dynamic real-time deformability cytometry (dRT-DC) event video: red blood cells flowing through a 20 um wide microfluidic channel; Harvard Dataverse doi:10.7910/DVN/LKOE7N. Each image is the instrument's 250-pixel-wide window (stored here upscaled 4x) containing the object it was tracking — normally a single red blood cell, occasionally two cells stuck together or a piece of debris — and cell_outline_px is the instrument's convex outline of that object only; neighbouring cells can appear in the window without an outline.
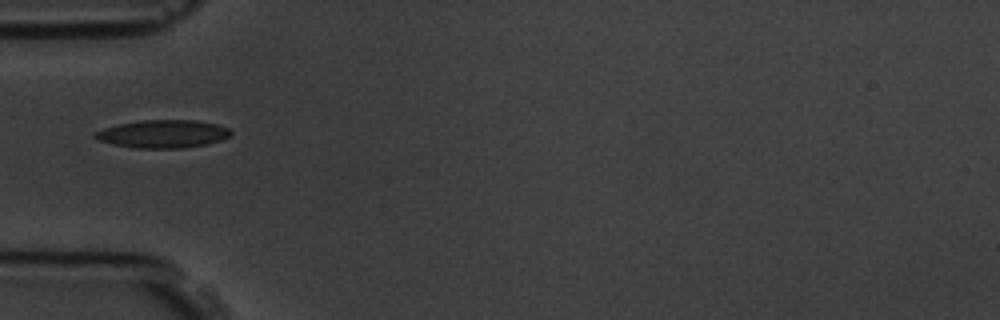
{"species": "common noctule bat (a hibernating species)", "species_latin": "Nyctalus noctula", "temperature_condition": "room temperature", "stored_images_in_passage": 8, "camera_frame_rate_fps": 3000, "um_per_image_px": 0.085, "animal": {"sex": "male", "body_mass_g": 19.5, "forearm_length_mm": 54.6}, "frame": {"image": 1, "passage_image": 3, "time_ms": 2.333, "image_size_px": [1000, 320], "cell_outline_px": [[232, 136], [208, 144], [184, 148], [132, 148], [96, 140], [92, 136], [92, 132], [104, 128], [120, 124], [140, 120], [196, 120], [216, 124], [228, 128], [232, 132]], "centroid_in_image_um": [13.83, 11.39], "position_along_channel_um": 71.2, "area_um2": 22.31}}
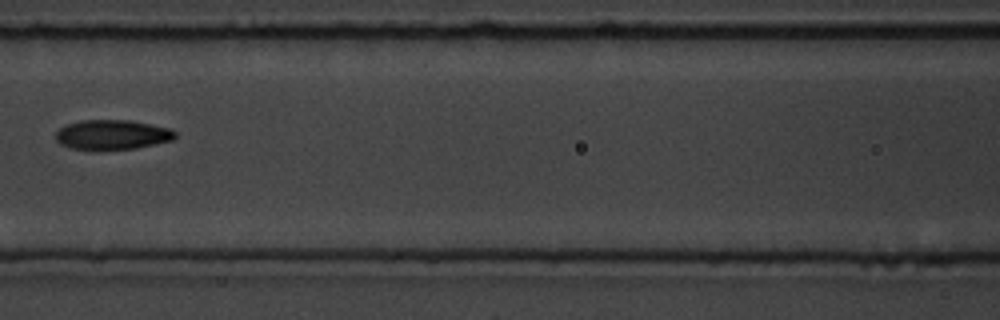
{"frame": {"image": 2, "passage_image": 5, "time_ms": 4.667, "image_size_px": [1000, 320], "cell_outline_px": [[176, 136], [172, 140], [136, 148], [72, 148], [60, 144], [56, 140], [56, 132], [60, 128], [68, 124], [80, 120], [132, 120], [172, 128], [176, 132]], "centroid_in_image_um": [9.58, 11.41], "position_along_channel_um": 157.0, "area_um2": 20.35}}
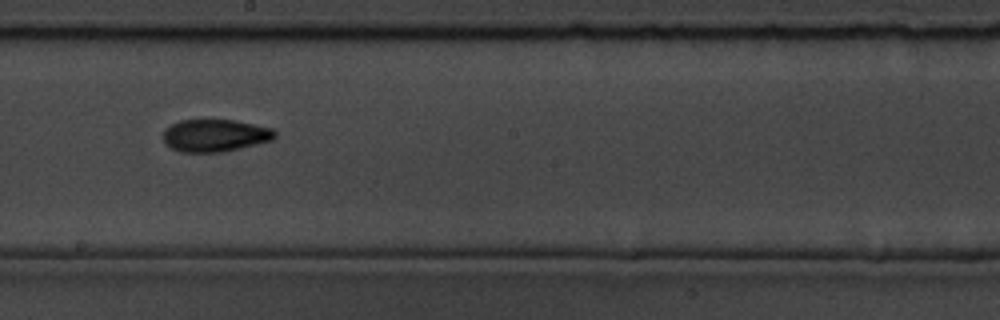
{"frame": {"image": 3, "passage_image": 7, "time_ms": 6.667, "image_size_px": [1000, 320], "cell_outline_px": [[276, 136], [272, 140], [240, 148], [220, 152], [180, 152], [172, 148], [164, 140], [164, 128], [180, 120], [236, 120], [272, 128], [276, 132]], "centroid_in_image_um": [18.29, 11.51], "position_along_channel_um": 229.9, "area_um2": 20.98}}